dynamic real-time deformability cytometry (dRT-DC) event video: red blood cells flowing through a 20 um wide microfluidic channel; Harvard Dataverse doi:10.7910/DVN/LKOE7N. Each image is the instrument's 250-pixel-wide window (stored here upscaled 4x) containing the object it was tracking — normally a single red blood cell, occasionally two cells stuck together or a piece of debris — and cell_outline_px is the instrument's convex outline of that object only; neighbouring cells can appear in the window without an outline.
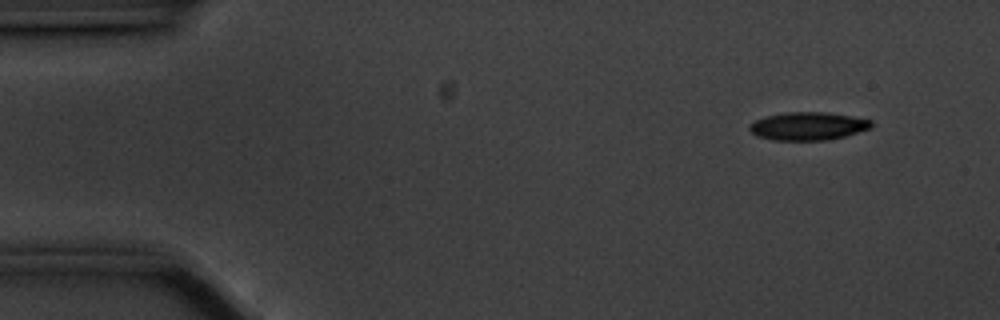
{"species": "common noctule bat (a hibernating species)", "species_latin": "Nyctalus noctula", "temperature_condition": "cold", "stored_images_in_passage": 52, "camera_frame_rate_fps": 3000, "um_per_image_px": 0.085, "animal": {"sex": "male", "body_mass_g": 20.1, "forearm_length_mm": 53.5}, "frame": {"image": 1, "passage_image": 1, "time_ms": 0.0, "image_size_px": [1000, 320], "cell_outline_px": [[872, 128], [844, 136], [828, 140], [772, 140], [756, 136], [748, 128], [748, 124], [764, 116], [784, 112], [828, 112], [852, 116], [872, 120]], "centroid_in_image_um": [68.66, 10.71], "position_along_channel_um": 16.3, "area_um2": 20.11}}
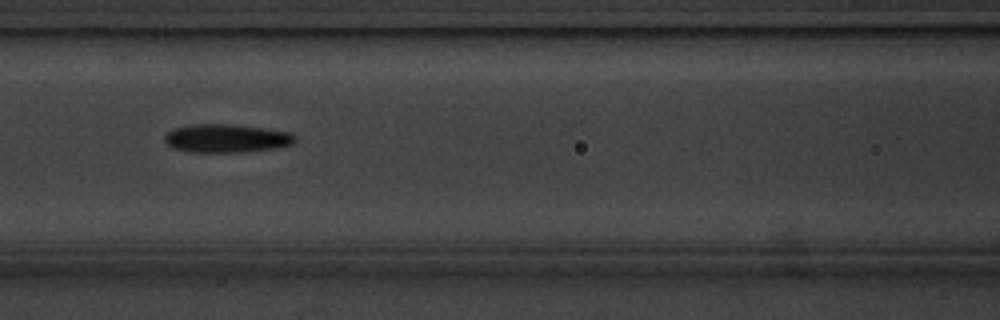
{"frame": {"image": 2, "passage_image": 20, "time_ms": 6.333, "image_size_px": [1000, 320], "cell_outline_px": [[296, 140], [292, 144], [272, 148], [240, 152], [188, 152], [172, 148], [164, 140], [164, 136], [172, 128], [192, 124], [232, 124], [264, 128], [292, 132], [296, 136]], "centroid_in_image_um": [19.22, 11.75], "position_along_channel_um": 147.4, "area_um2": 21.68}}
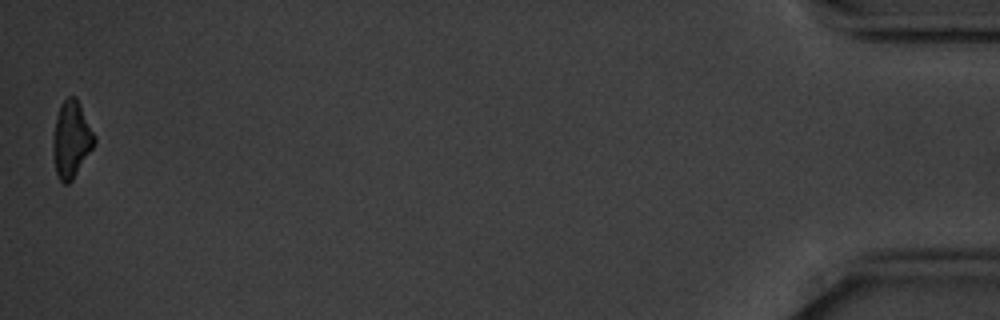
{"frame": {"image": 3, "passage_image": 52, "time_ms": 17.0, "image_size_px": [1000, 320], "cell_outline_px": [[96, 140], [92, 148], [72, 180], [68, 184], [64, 184], [60, 180], [56, 172], [52, 152], [52, 140], [56, 116], [60, 104], [68, 96], [76, 96], [96, 136]], "centroid_in_image_um": [6.05, 11.83], "position_along_channel_um": 429.2, "area_um2": 18.5}, "authors_computed_cell_mechanics": {"area_um2": 20.3456, "velocity_mm_per_s": 3.5266, "shape_relaxation_time_tau1_ms": 2.4722, "shape_relaxation_time_tau2_ms": null, "deformation_change_tau1": 0.1087, "deformation_change_tau2": null}}